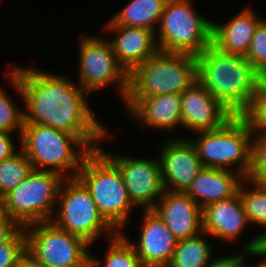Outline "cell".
Wrapping results in <instances>:
<instances>
[{"label": "cell", "mask_w": 266, "mask_h": 267, "mask_svg": "<svg viewBox=\"0 0 266 267\" xmlns=\"http://www.w3.org/2000/svg\"><path fill=\"white\" fill-rule=\"evenodd\" d=\"M170 138L159 152L164 189L184 193L204 168L189 138Z\"/></svg>", "instance_id": "4fadbf2b"}, {"label": "cell", "mask_w": 266, "mask_h": 267, "mask_svg": "<svg viewBox=\"0 0 266 267\" xmlns=\"http://www.w3.org/2000/svg\"><path fill=\"white\" fill-rule=\"evenodd\" d=\"M12 267H44V266L41 265L33 257V255L26 250V252L20 257L19 262L13 265Z\"/></svg>", "instance_id": "e575fe53"}, {"label": "cell", "mask_w": 266, "mask_h": 267, "mask_svg": "<svg viewBox=\"0 0 266 267\" xmlns=\"http://www.w3.org/2000/svg\"><path fill=\"white\" fill-rule=\"evenodd\" d=\"M153 211L177 240L203 232L202 208L185 193L165 190Z\"/></svg>", "instance_id": "2e32d148"}, {"label": "cell", "mask_w": 266, "mask_h": 267, "mask_svg": "<svg viewBox=\"0 0 266 267\" xmlns=\"http://www.w3.org/2000/svg\"><path fill=\"white\" fill-rule=\"evenodd\" d=\"M27 251L44 267H100L84 239L63 230L51 220L24 228Z\"/></svg>", "instance_id": "9c48e42d"}, {"label": "cell", "mask_w": 266, "mask_h": 267, "mask_svg": "<svg viewBox=\"0 0 266 267\" xmlns=\"http://www.w3.org/2000/svg\"><path fill=\"white\" fill-rule=\"evenodd\" d=\"M159 31L160 51L197 56L212 44L213 22L196 12L189 0H168Z\"/></svg>", "instance_id": "52a82bcc"}, {"label": "cell", "mask_w": 266, "mask_h": 267, "mask_svg": "<svg viewBox=\"0 0 266 267\" xmlns=\"http://www.w3.org/2000/svg\"><path fill=\"white\" fill-rule=\"evenodd\" d=\"M204 234L202 232L195 237L178 240L167 267H207L214 251Z\"/></svg>", "instance_id": "cb8c5ba5"}, {"label": "cell", "mask_w": 266, "mask_h": 267, "mask_svg": "<svg viewBox=\"0 0 266 267\" xmlns=\"http://www.w3.org/2000/svg\"><path fill=\"white\" fill-rule=\"evenodd\" d=\"M245 59L266 78V19L256 27Z\"/></svg>", "instance_id": "f546056e"}, {"label": "cell", "mask_w": 266, "mask_h": 267, "mask_svg": "<svg viewBox=\"0 0 266 267\" xmlns=\"http://www.w3.org/2000/svg\"><path fill=\"white\" fill-rule=\"evenodd\" d=\"M255 133L252 141L251 169L247 179L266 184V129Z\"/></svg>", "instance_id": "83f0119b"}, {"label": "cell", "mask_w": 266, "mask_h": 267, "mask_svg": "<svg viewBox=\"0 0 266 267\" xmlns=\"http://www.w3.org/2000/svg\"><path fill=\"white\" fill-rule=\"evenodd\" d=\"M182 127L195 134L223 126L233 115L196 80L181 93Z\"/></svg>", "instance_id": "5bb4252c"}, {"label": "cell", "mask_w": 266, "mask_h": 267, "mask_svg": "<svg viewBox=\"0 0 266 267\" xmlns=\"http://www.w3.org/2000/svg\"><path fill=\"white\" fill-rule=\"evenodd\" d=\"M262 20L246 7L225 24L213 22L212 45L223 53L245 57L255 29Z\"/></svg>", "instance_id": "44dd1931"}, {"label": "cell", "mask_w": 266, "mask_h": 267, "mask_svg": "<svg viewBox=\"0 0 266 267\" xmlns=\"http://www.w3.org/2000/svg\"><path fill=\"white\" fill-rule=\"evenodd\" d=\"M7 76L27 108L24 124H40L75 135L91 151L108 136L107 127L88 105L86 95L90 93L67 77L29 66H15Z\"/></svg>", "instance_id": "6da1fadb"}, {"label": "cell", "mask_w": 266, "mask_h": 267, "mask_svg": "<svg viewBox=\"0 0 266 267\" xmlns=\"http://www.w3.org/2000/svg\"><path fill=\"white\" fill-rule=\"evenodd\" d=\"M126 110L131 117L147 127L171 132L176 126H182L181 94L138 97Z\"/></svg>", "instance_id": "d6986e66"}, {"label": "cell", "mask_w": 266, "mask_h": 267, "mask_svg": "<svg viewBox=\"0 0 266 267\" xmlns=\"http://www.w3.org/2000/svg\"><path fill=\"white\" fill-rule=\"evenodd\" d=\"M258 257L262 256L264 257L263 260H261L259 263L257 262V264H254L253 266L250 267H266V251H262L259 254H257Z\"/></svg>", "instance_id": "d590c367"}, {"label": "cell", "mask_w": 266, "mask_h": 267, "mask_svg": "<svg viewBox=\"0 0 266 267\" xmlns=\"http://www.w3.org/2000/svg\"><path fill=\"white\" fill-rule=\"evenodd\" d=\"M242 181L246 183L236 171L204 167L184 193L203 209L236 195Z\"/></svg>", "instance_id": "ffe728a7"}, {"label": "cell", "mask_w": 266, "mask_h": 267, "mask_svg": "<svg viewBox=\"0 0 266 267\" xmlns=\"http://www.w3.org/2000/svg\"><path fill=\"white\" fill-rule=\"evenodd\" d=\"M249 224L239 193L206 205L202 209V230L206 236L235 241Z\"/></svg>", "instance_id": "ac0fdd59"}, {"label": "cell", "mask_w": 266, "mask_h": 267, "mask_svg": "<svg viewBox=\"0 0 266 267\" xmlns=\"http://www.w3.org/2000/svg\"><path fill=\"white\" fill-rule=\"evenodd\" d=\"M245 181L250 183L251 189L244 187L243 183H240L238 193L242 201L244 211L246 213L249 223L258 224L266 227V184L255 183L245 178ZM248 188V189H247ZM266 229V228H265ZM266 247V230L257 234L242 248L247 249L254 254H259L264 251Z\"/></svg>", "instance_id": "7402d4cb"}, {"label": "cell", "mask_w": 266, "mask_h": 267, "mask_svg": "<svg viewBox=\"0 0 266 267\" xmlns=\"http://www.w3.org/2000/svg\"><path fill=\"white\" fill-rule=\"evenodd\" d=\"M199 133V134H198ZM194 145L204 167L232 170L247 178L251 169L253 132L242 116L231 117L215 130L197 132Z\"/></svg>", "instance_id": "8992f818"}, {"label": "cell", "mask_w": 266, "mask_h": 267, "mask_svg": "<svg viewBox=\"0 0 266 267\" xmlns=\"http://www.w3.org/2000/svg\"><path fill=\"white\" fill-rule=\"evenodd\" d=\"M17 152L12 133L0 132V162Z\"/></svg>", "instance_id": "836d02e7"}, {"label": "cell", "mask_w": 266, "mask_h": 267, "mask_svg": "<svg viewBox=\"0 0 266 267\" xmlns=\"http://www.w3.org/2000/svg\"><path fill=\"white\" fill-rule=\"evenodd\" d=\"M196 80V56L159 50L129 74L125 106L138 97L181 94Z\"/></svg>", "instance_id": "277c9868"}, {"label": "cell", "mask_w": 266, "mask_h": 267, "mask_svg": "<svg viewBox=\"0 0 266 267\" xmlns=\"http://www.w3.org/2000/svg\"><path fill=\"white\" fill-rule=\"evenodd\" d=\"M197 80L233 116L250 106L263 76L243 56L219 51L212 44L196 56Z\"/></svg>", "instance_id": "7a4b0ae2"}, {"label": "cell", "mask_w": 266, "mask_h": 267, "mask_svg": "<svg viewBox=\"0 0 266 267\" xmlns=\"http://www.w3.org/2000/svg\"><path fill=\"white\" fill-rule=\"evenodd\" d=\"M78 85L91 93L115 85L123 102L128 93V74L118 64L109 40L81 35Z\"/></svg>", "instance_id": "8fae6325"}, {"label": "cell", "mask_w": 266, "mask_h": 267, "mask_svg": "<svg viewBox=\"0 0 266 267\" xmlns=\"http://www.w3.org/2000/svg\"><path fill=\"white\" fill-rule=\"evenodd\" d=\"M22 227L8 215L0 220V245L9 242Z\"/></svg>", "instance_id": "d6a6232c"}, {"label": "cell", "mask_w": 266, "mask_h": 267, "mask_svg": "<svg viewBox=\"0 0 266 267\" xmlns=\"http://www.w3.org/2000/svg\"><path fill=\"white\" fill-rule=\"evenodd\" d=\"M108 30L117 32L110 40L118 64L129 75L159 51L155 31L142 27L125 25H106Z\"/></svg>", "instance_id": "e0dca14e"}, {"label": "cell", "mask_w": 266, "mask_h": 267, "mask_svg": "<svg viewBox=\"0 0 266 267\" xmlns=\"http://www.w3.org/2000/svg\"><path fill=\"white\" fill-rule=\"evenodd\" d=\"M6 215L5 209L2 203V200H0V220Z\"/></svg>", "instance_id": "8d00e7d4"}, {"label": "cell", "mask_w": 266, "mask_h": 267, "mask_svg": "<svg viewBox=\"0 0 266 267\" xmlns=\"http://www.w3.org/2000/svg\"><path fill=\"white\" fill-rule=\"evenodd\" d=\"M257 256V254H254L253 252L242 248L240 254L237 253L235 255H228V256H222L217 257V259H211L210 263L207 265V267H244L247 263V256Z\"/></svg>", "instance_id": "1f68e13d"}, {"label": "cell", "mask_w": 266, "mask_h": 267, "mask_svg": "<svg viewBox=\"0 0 266 267\" xmlns=\"http://www.w3.org/2000/svg\"><path fill=\"white\" fill-rule=\"evenodd\" d=\"M65 179L54 171L33 169L20 185L1 199L6 215L22 228L51 220Z\"/></svg>", "instance_id": "ba28073f"}, {"label": "cell", "mask_w": 266, "mask_h": 267, "mask_svg": "<svg viewBox=\"0 0 266 267\" xmlns=\"http://www.w3.org/2000/svg\"><path fill=\"white\" fill-rule=\"evenodd\" d=\"M99 149L120 169L133 206L153 210L156 199H160L165 191L159 158H131L125 154L111 155L101 147Z\"/></svg>", "instance_id": "7c38bea8"}, {"label": "cell", "mask_w": 266, "mask_h": 267, "mask_svg": "<svg viewBox=\"0 0 266 267\" xmlns=\"http://www.w3.org/2000/svg\"><path fill=\"white\" fill-rule=\"evenodd\" d=\"M106 253L102 262L104 267H146L121 233L111 238Z\"/></svg>", "instance_id": "484cf974"}, {"label": "cell", "mask_w": 266, "mask_h": 267, "mask_svg": "<svg viewBox=\"0 0 266 267\" xmlns=\"http://www.w3.org/2000/svg\"><path fill=\"white\" fill-rule=\"evenodd\" d=\"M168 0H131L118 11L107 25L142 27L156 32Z\"/></svg>", "instance_id": "603a6c76"}, {"label": "cell", "mask_w": 266, "mask_h": 267, "mask_svg": "<svg viewBox=\"0 0 266 267\" xmlns=\"http://www.w3.org/2000/svg\"><path fill=\"white\" fill-rule=\"evenodd\" d=\"M58 200L59 208L51 221L68 233L90 245L103 233L110 239L117 234L101 216L89 191L76 177L63 181Z\"/></svg>", "instance_id": "30bf717a"}, {"label": "cell", "mask_w": 266, "mask_h": 267, "mask_svg": "<svg viewBox=\"0 0 266 267\" xmlns=\"http://www.w3.org/2000/svg\"><path fill=\"white\" fill-rule=\"evenodd\" d=\"M253 134L266 129V78H263L249 108L241 115Z\"/></svg>", "instance_id": "f1b7e54d"}, {"label": "cell", "mask_w": 266, "mask_h": 267, "mask_svg": "<svg viewBox=\"0 0 266 267\" xmlns=\"http://www.w3.org/2000/svg\"><path fill=\"white\" fill-rule=\"evenodd\" d=\"M32 170V164L21 148L11 157L1 161L0 200L20 185Z\"/></svg>", "instance_id": "d4e9b609"}, {"label": "cell", "mask_w": 266, "mask_h": 267, "mask_svg": "<svg viewBox=\"0 0 266 267\" xmlns=\"http://www.w3.org/2000/svg\"><path fill=\"white\" fill-rule=\"evenodd\" d=\"M0 86V132L22 134L24 125V111L18 109L13 103V99Z\"/></svg>", "instance_id": "4316f807"}, {"label": "cell", "mask_w": 266, "mask_h": 267, "mask_svg": "<svg viewBox=\"0 0 266 267\" xmlns=\"http://www.w3.org/2000/svg\"><path fill=\"white\" fill-rule=\"evenodd\" d=\"M143 212L138 243L126 237L124 232L121 234L131 243L146 267H167L178 240L153 210H143Z\"/></svg>", "instance_id": "9a60e30c"}, {"label": "cell", "mask_w": 266, "mask_h": 267, "mask_svg": "<svg viewBox=\"0 0 266 267\" xmlns=\"http://www.w3.org/2000/svg\"><path fill=\"white\" fill-rule=\"evenodd\" d=\"M20 141L33 169L54 171L66 178L76 177L91 152L75 135L40 124H24ZM68 170L72 171L66 173Z\"/></svg>", "instance_id": "5b68a950"}, {"label": "cell", "mask_w": 266, "mask_h": 267, "mask_svg": "<svg viewBox=\"0 0 266 267\" xmlns=\"http://www.w3.org/2000/svg\"><path fill=\"white\" fill-rule=\"evenodd\" d=\"M76 178L89 191L105 221L121 233L134 206L120 169L98 148L84 158Z\"/></svg>", "instance_id": "3957f363"}, {"label": "cell", "mask_w": 266, "mask_h": 267, "mask_svg": "<svg viewBox=\"0 0 266 267\" xmlns=\"http://www.w3.org/2000/svg\"><path fill=\"white\" fill-rule=\"evenodd\" d=\"M27 250V238L22 228L9 242L0 245V267H12Z\"/></svg>", "instance_id": "4dcf8cb0"}]
</instances>
